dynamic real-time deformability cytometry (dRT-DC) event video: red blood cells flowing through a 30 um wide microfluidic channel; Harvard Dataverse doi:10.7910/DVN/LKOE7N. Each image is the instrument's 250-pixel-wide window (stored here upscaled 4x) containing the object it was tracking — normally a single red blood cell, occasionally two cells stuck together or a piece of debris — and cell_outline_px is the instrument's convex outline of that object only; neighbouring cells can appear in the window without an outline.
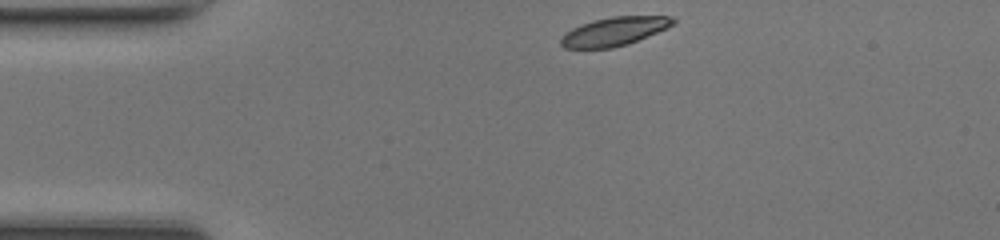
{"species": "common noctule bat (a hibernating species)", "species_latin": "Nyctalus noctula", "temperature_condition": "room temperature", "stored_images_in_passage": 40, "camera_frame_rate_fps": 3000, "um_per_image_px": 0.085, "animal": {"sex": "female", "body_mass_g": 17.0, "forearm_length_mm": 48.0}, "frame": {"image": 1, "passage_image": 1, "time_ms": 0.0, "image_size_px": [1000, 240], "cell_outline_px": [[676, 20], [668, 28], [628, 44], [612, 48], [564, 48], [560, 44], [560, 40], [572, 28], [580, 24], [612, 16], [672, 16]], "centroid_in_image_um": [52.24, 2.67], "position_along_channel_um": 32.8, "area_um2": 18.55}}
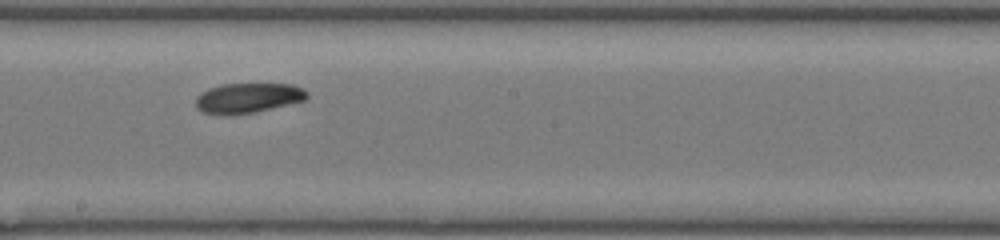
{"frame": {"image": 2, "passage_image": 18, "time_ms": 5.667, "image_size_px": [1000, 240], "cell_outline_px": [[308, 96], [304, 100], [256, 112], [228, 116], [224, 116], [200, 112], [196, 108], [196, 96], [200, 92], [208, 88], [220, 84], [292, 84], [308, 92]], "centroid_in_image_um": [20.99, 8.34], "position_along_channel_um": 227.2, "area_um2": 19.71}}
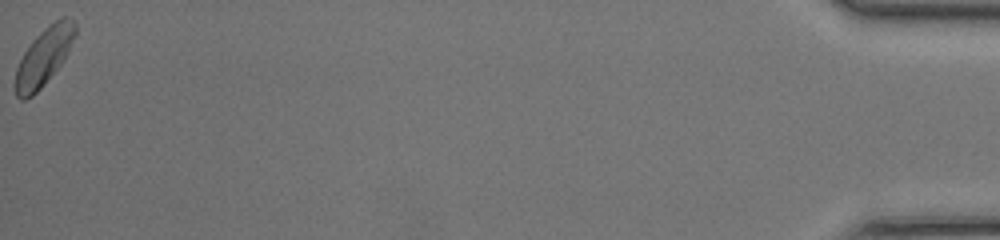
{"frame": {"image": 3, "passage_image": 40, "time_ms": 13.0, "image_size_px": [1000, 240], "cell_outline_px": [[76, 36], [64, 60], [44, 84], [32, 96], [24, 100], [20, 100], [16, 96], [12, 84], [16, 68], [24, 52], [32, 40], [48, 24], [64, 16], [72, 20], [76, 24]], "centroid_in_image_um": [3.7, 4.84], "position_along_channel_um": 431.5, "area_um2": 20.35}, "authors_computed_cell_mechanics": {"area_um2": 19.4786, "velocity_mm_per_s": 4.2621, "shape_relaxation_time_tau1_ms": 3.7177, "shape_relaxation_time_tau2_ms": 7.0431, "deformation_change_tau1": 0.1124, "deformation_change_tau2": 0.1491}}